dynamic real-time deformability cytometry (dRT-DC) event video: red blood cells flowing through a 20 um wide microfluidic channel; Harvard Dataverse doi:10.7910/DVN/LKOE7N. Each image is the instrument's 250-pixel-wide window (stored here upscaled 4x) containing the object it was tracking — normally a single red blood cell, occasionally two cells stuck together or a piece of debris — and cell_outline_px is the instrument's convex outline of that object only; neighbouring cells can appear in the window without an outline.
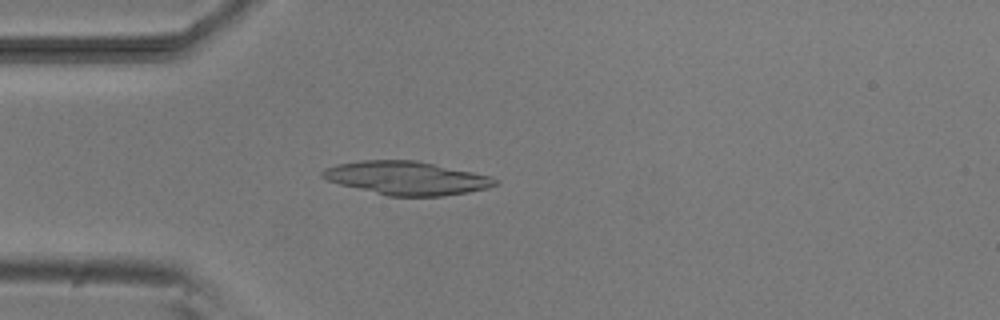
{"species": "common noctule bat (a hibernating species)", "species_latin": "Nyctalus noctula", "temperature_condition": "room temperature", "stored_images_in_passage": 4, "camera_frame_rate_fps": 3000, "um_per_image_px": 0.085, "animal": {"sex": "male", "body_mass_g": 20.5, "forearm_length_mm": 52.5}, "frame": {"image": 1, "passage_image": 4, "time_ms": 4.333, "image_size_px": [1000, 320], "cell_outline_px": [[500, 184], [488, 188], [468, 192], [444, 196], [388, 196], [340, 184], [328, 180], [320, 176], [320, 172], [324, 168], [336, 164], [360, 160], [416, 160], [472, 172], [488, 176], [500, 180]], "centroid_in_image_um": [34.56, 15.13], "position_along_channel_um": 50.4, "area_um2": 33.64}}